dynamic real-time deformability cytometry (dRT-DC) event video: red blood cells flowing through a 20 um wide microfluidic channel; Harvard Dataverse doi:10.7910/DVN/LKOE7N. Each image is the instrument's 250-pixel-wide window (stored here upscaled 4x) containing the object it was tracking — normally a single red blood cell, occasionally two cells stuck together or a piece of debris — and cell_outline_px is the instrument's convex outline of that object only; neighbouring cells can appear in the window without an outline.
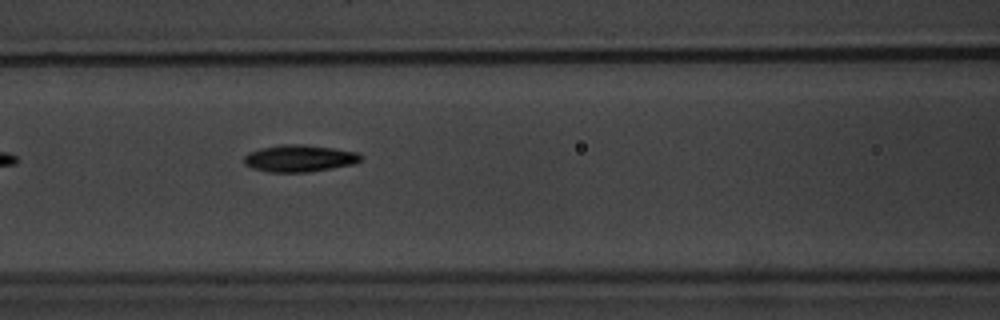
{"species": "common noctule bat (a hibernating species)", "species_latin": "Nyctalus noctula", "temperature_condition": "warm", "stored_images_in_passage": 10, "camera_frame_rate_fps": 3000, "um_per_image_px": 0.085, "animal": {"sex": "male", "body_mass_g": 20.1, "forearm_length_mm": 53.5}, "frame": {"image": 1, "passage_image": 7, "time_ms": 2.0, "image_size_px": [1000, 320], "cell_outline_px": [[364, 156], [360, 160], [352, 164], [332, 168], [308, 172], [268, 172], [252, 168], [244, 164], [244, 156], [248, 152], [260, 148], [280, 144], [300, 144], [332, 148], [356, 152]], "centroid_in_image_um": [25.4, 13.46], "position_along_channel_um": 141.2, "area_um2": 18.32}}